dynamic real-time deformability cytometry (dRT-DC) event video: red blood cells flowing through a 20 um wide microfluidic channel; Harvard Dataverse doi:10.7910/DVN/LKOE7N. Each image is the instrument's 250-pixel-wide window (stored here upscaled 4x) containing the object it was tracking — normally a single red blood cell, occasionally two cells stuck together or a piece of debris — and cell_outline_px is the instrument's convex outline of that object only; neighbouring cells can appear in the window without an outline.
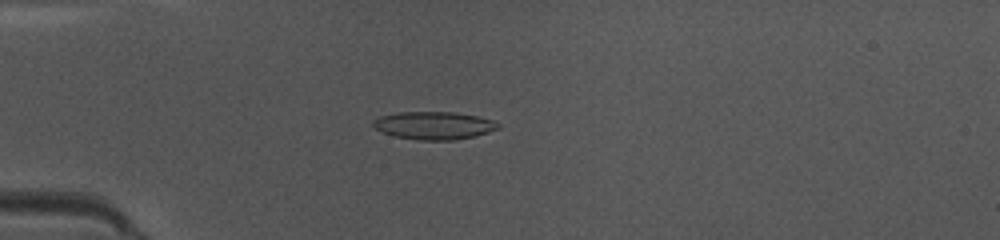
{"species": "common noctule bat (a hibernating species)", "species_latin": "Nyctalus noctula", "temperature_condition": "warm", "stored_images_in_passage": 40, "camera_frame_rate_fps": 3000, "um_per_image_px": 0.085, "animal": {"sex": "female", "body_mass_g": 10.0, "forearm_length_mm": 53.1}, "frame": {"image": 1, "passage_image": 5, "time_ms": 1.333, "image_size_px": [1000, 240], "cell_outline_px": [[500, 128], [476, 136], [452, 140], [420, 140], [396, 136], [384, 132], [376, 128], [372, 124], [372, 120], [380, 116], [400, 112], [456, 112], [476, 116], [492, 120], [500, 124]], "centroid_in_image_um": [36.91, 10.66], "position_along_channel_um": 48.1, "area_um2": 20.11}}
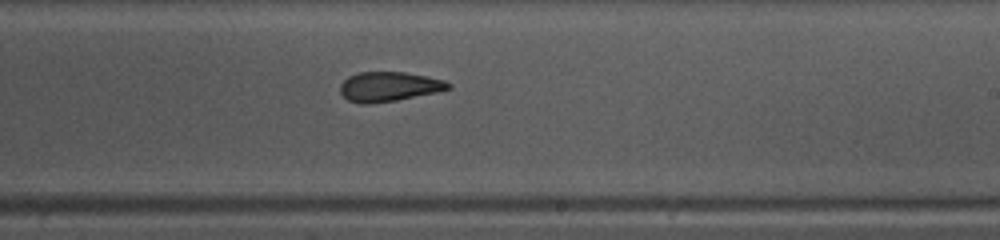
{"frame": {"image": 2, "passage_image": 21, "time_ms": 6.667, "image_size_px": [1000, 240], "cell_outline_px": [[452, 88], [436, 92], [396, 100], [368, 104], [360, 104], [348, 100], [340, 92], [340, 84], [348, 76], [360, 72], [404, 72], [444, 80], [452, 84]], "centroid_in_image_um": [33.04, 7.36], "position_along_channel_um": 256.0, "area_um2": 18.55}}
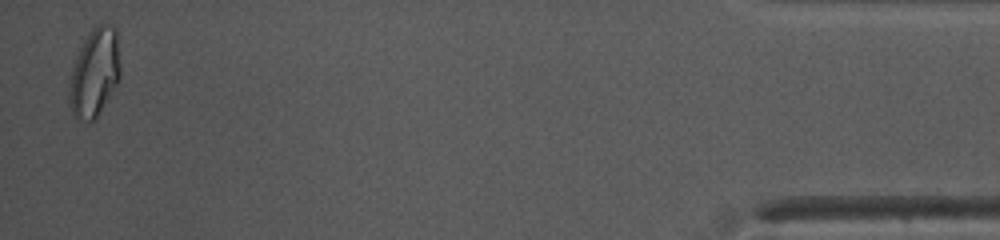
{"frame": {"image": 3, "passage_image": 39, "time_ms": 12.667, "image_size_px": [1000, 240], "cell_outline_px": [[120, 80], [96, 116], [92, 120], [76, 120], [68, 104], [68, 88], [76, 56], [88, 32], [96, 24], [108, 24], [116, 28], [120, 68]], "centroid_in_image_um": [8.03, 6.16], "position_along_channel_um": 427.2, "area_um2": 26.18}, "authors_computed_cell_mechanics": {"area_um2": 19.8254, "velocity_mm_per_s": 4.1668, "shape_relaxation_time_tau1_ms": 5.1085, "shape_relaxation_time_tau2_ms": 1.8746, "deformation_change_tau1": 0.1816, "deformation_change_tau2": 0.0945}}